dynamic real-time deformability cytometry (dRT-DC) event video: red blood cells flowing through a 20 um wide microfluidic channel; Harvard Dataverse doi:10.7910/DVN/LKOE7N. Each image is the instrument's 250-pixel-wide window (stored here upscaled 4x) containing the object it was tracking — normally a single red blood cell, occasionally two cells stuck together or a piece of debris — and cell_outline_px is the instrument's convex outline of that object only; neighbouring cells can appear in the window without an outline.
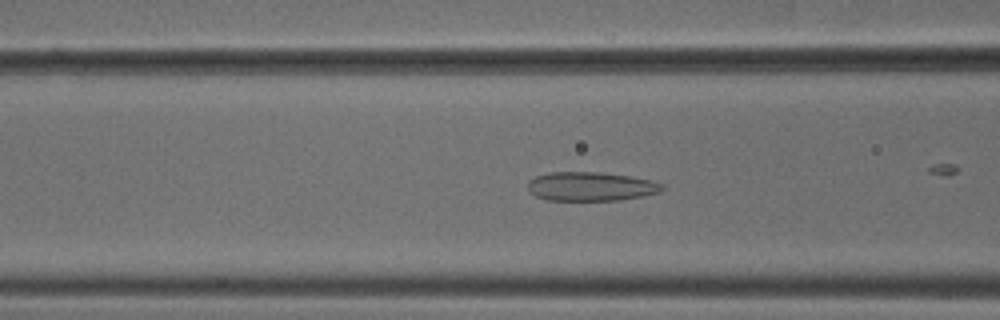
{"species": "common noctule bat (a hibernating species)", "species_latin": "Nyctalus noctula", "temperature_condition": "cold", "stored_images_in_passage": 39, "camera_frame_rate_fps": 3000, "um_per_image_px": 0.085, "animal": {"sex": "male", "body_mass_g": 18.8}, "frame": {"image": 1, "passage_image": 20, "time_ms": 6.333, "image_size_px": [1000, 320], "cell_outline_px": [[664, 188], [660, 192], [644, 196], [620, 200], [548, 200], [536, 196], [528, 192], [528, 180], [536, 176], [552, 172], [596, 172], [628, 176], [652, 180], [664, 184]], "centroid_in_image_um": [50.22, 15.85], "position_along_channel_um": 116.4, "area_um2": 22.72}}
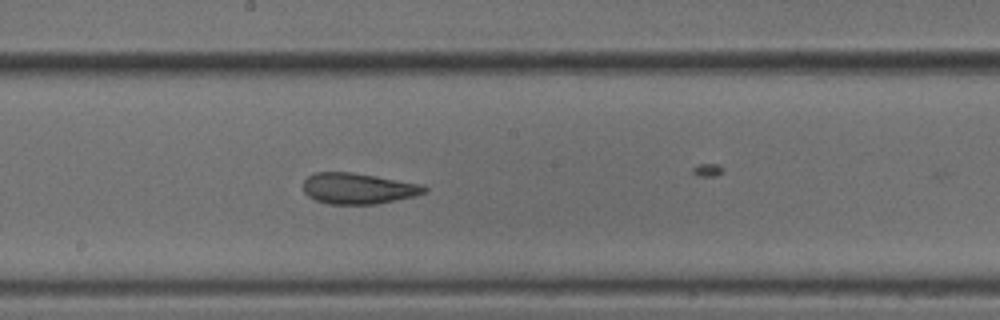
{"frame": {"image": 2, "passage_image": 28, "time_ms": 9.0, "image_size_px": [1000, 320], "cell_outline_px": [[428, 192], [416, 196], [376, 204], [328, 204], [316, 200], [308, 196], [304, 192], [304, 180], [308, 176], [316, 172], [352, 172], [424, 184], [428, 188]], "centroid_in_image_um": [30.49, 16.02], "position_along_channel_um": 217.7, "area_um2": 22.02}}
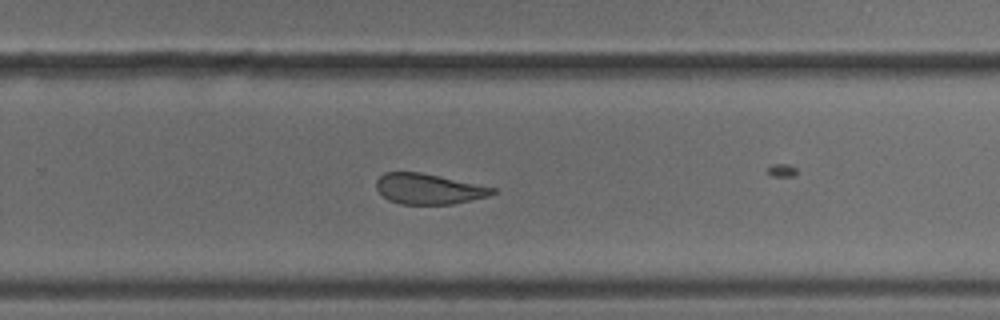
{"frame": {"image": 3, "passage_image": 34, "time_ms": 11.0, "image_size_px": [1000, 320], "cell_outline_px": [[496, 192], [488, 196], [452, 204], [400, 204], [388, 200], [376, 188], [376, 180], [384, 172], [420, 172], [440, 176], [496, 188]], "centroid_in_image_um": [36.41, 16.05], "position_along_channel_um": 293.4, "area_um2": 20.52}}